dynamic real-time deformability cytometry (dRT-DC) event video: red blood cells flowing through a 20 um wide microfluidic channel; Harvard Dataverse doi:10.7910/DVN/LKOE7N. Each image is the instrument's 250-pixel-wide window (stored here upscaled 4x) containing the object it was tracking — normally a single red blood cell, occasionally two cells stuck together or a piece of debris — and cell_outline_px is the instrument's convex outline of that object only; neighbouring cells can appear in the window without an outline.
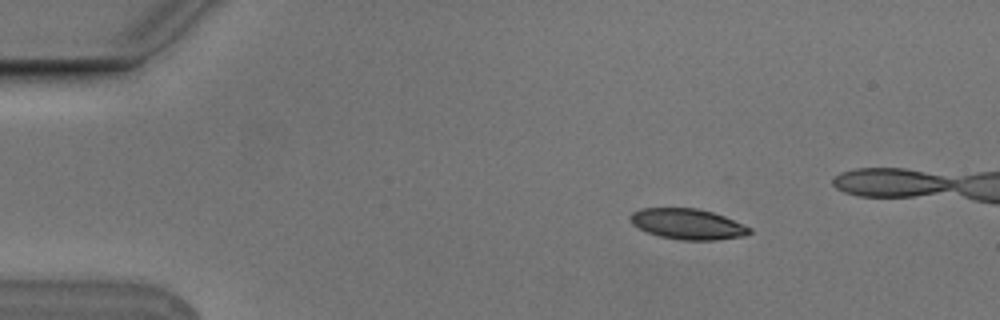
{"species": "Egyptian fruit bat (a non-hibernating species)", "species_latin": "Rousettus aegyptiacus", "temperature_condition": "cold", "stored_images_in_passage": 6, "camera_frame_rate_fps": 3000, "um_per_image_px": 0.085, "animal": {"sex": "male"}, "frame": {"image": 1, "passage_image": 2, "time_ms": 0.333, "image_size_px": [1000, 320], "cell_outline_px": [[752, 232], [744, 236], [716, 240], [680, 240], [660, 236], [648, 232], [632, 224], [628, 220], [628, 216], [632, 212], [640, 208], [696, 208], [712, 212], [724, 216], [752, 228]], "centroid_in_image_um": [58.43, 19.04], "position_along_channel_um": 26.6, "area_um2": 21.33}}
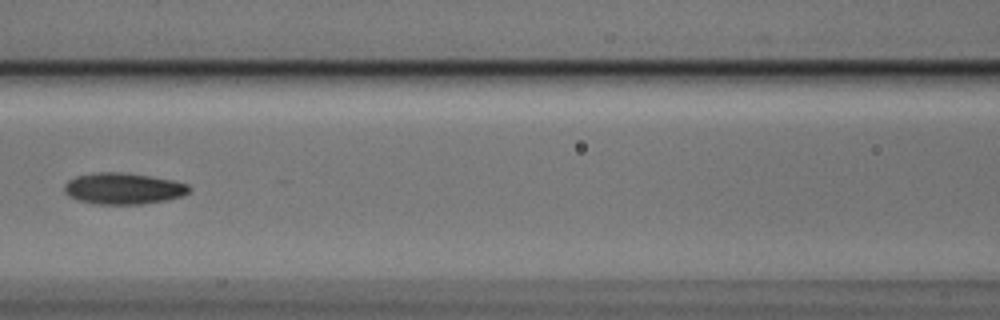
{"frame": {"image": 2, "passage_image": 6, "time_ms": 1.667, "image_size_px": [1000, 320], "cell_outline_px": [[192, 188], [184, 196], [168, 200], [144, 204], [96, 204], [76, 200], [68, 196], [64, 192], [64, 184], [68, 180], [76, 176], [100, 172], [120, 172], [148, 176], [172, 180], [188, 184]], "centroid_in_image_um": [10.48, 16.04], "position_along_channel_um": 156.1, "area_um2": 22.95}}